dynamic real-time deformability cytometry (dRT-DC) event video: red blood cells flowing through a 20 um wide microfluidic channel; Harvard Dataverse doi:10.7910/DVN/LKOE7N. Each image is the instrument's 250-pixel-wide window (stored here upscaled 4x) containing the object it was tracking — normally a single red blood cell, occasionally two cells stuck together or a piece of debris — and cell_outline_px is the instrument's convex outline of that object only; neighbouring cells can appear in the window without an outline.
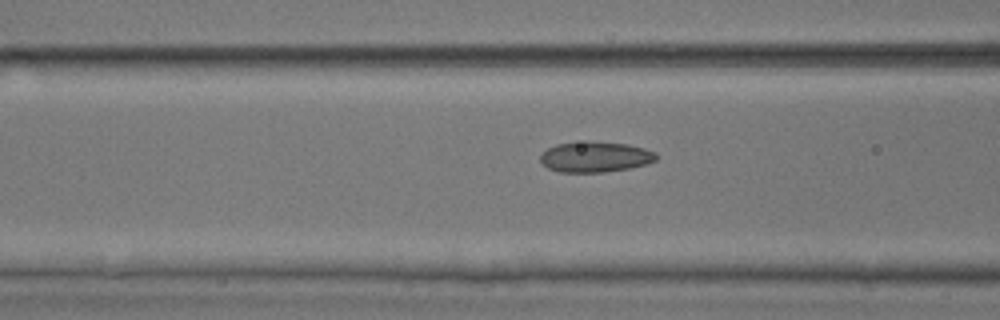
{"species": "common noctule bat (a hibernating species)", "species_latin": "Nyctalus noctula", "temperature_condition": "room temperature", "stored_images_in_passage": 7, "camera_frame_rate_fps": 3000, "um_per_image_px": 0.085, "animal": {"sex": "male", "body_mass_g": 17.9, "forearm_length_mm": 54.2}, "frame": {"image": 1, "passage_image": 5, "time_ms": 1.333, "image_size_px": [1000, 320], "cell_outline_px": [[656, 160], [632, 168], [604, 172], [560, 172], [548, 168], [540, 160], [540, 156], [548, 148], [556, 144], [588, 140], [628, 144], [644, 148], [656, 152]], "centroid_in_image_um": [50.6, 13.32], "position_along_channel_um": 116.0, "area_um2": 20.75}}